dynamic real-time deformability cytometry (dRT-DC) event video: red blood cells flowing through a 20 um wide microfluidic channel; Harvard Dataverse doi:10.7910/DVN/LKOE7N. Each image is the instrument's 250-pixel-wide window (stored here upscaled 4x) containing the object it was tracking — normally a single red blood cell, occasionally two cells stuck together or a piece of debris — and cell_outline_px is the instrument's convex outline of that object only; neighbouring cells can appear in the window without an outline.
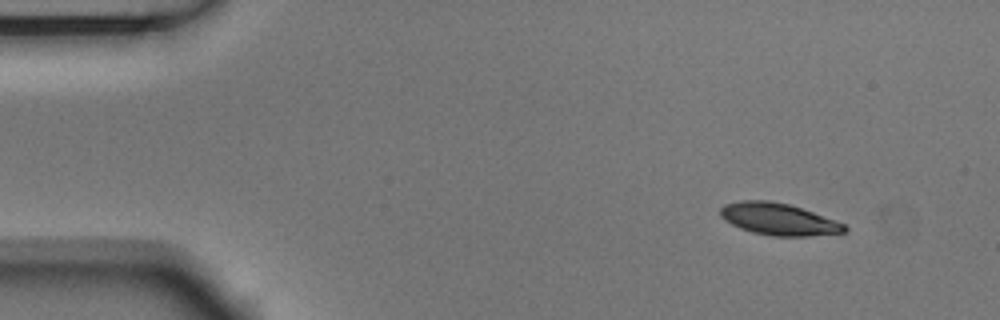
{"species": "Egyptian fruit bat (a non-hibernating species)", "species_latin": "Rousettus aegyptiacus", "temperature_condition": "room temperature", "stored_images_in_passage": 4, "camera_frame_rate_fps": 3000, "um_per_image_px": 0.085, "animal": {"sex": "male"}, "frame": {"image": 1, "passage_image": 1, "time_ms": 0.0, "image_size_px": [1000, 320], "cell_outline_px": [[848, 228], [844, 232], [808, 236], [772, 236], [752, 232], [740, 228], [724, 220], [720, 216], [720, 208], [724, 204], [740, 200], [768, 200], [788, 204], [836, 220], [844, 224]], "centroid_in_image_um": [66.14, 18.62], "position_along_channel_um": 18.9, "area_um2": 23.0}}